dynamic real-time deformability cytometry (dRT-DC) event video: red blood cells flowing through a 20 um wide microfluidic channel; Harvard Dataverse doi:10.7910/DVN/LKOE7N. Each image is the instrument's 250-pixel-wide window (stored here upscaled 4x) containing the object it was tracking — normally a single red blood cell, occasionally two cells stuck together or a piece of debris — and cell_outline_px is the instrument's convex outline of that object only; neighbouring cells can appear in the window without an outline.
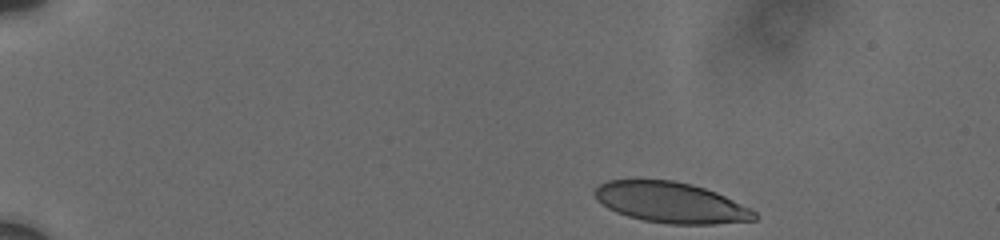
{"species": "human", "species_latin": "Homo sapiens", "temperature_condition": "cold", "stored_images_in_passage": 22, "camera_frame_rate_fps": 3000, "um_per_image_px": 0.085, "donor": {"sex": "male"}, "frame": {"image": 1, "passage_image": 1, "time_ms": 0.0, "image_size_px": [1000, 240], "cell_outline_px": [[756, 220], [716, 224], [668, 224], [644, 220], [628, 216], [616, 212], [608, 208], [596, 200], [592, 192], [600, 184], [608, 180], [672, 180], [692, 184], [716, 192], [756, 212]], "centroid_in_image_um": [56.98, 17.22], "position_along_channel_um": 28.0, "area_um2": 37.69}}
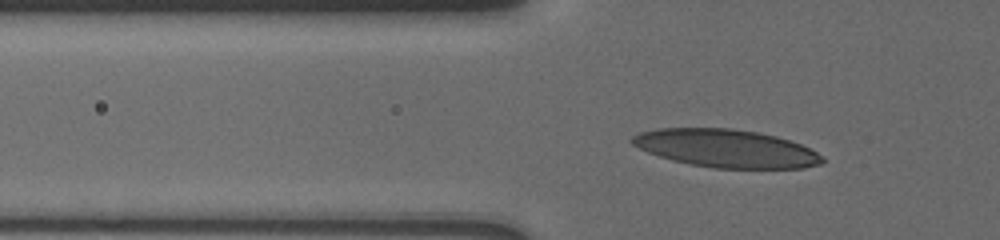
{"frame": {"image": 2, "passage_image": 16, "time_ms": 3.667, "image_size_px": [1000, 240], "cell_outline_px": [[824, 160], [820, 164], [804, 168], [712, 168], [672, 160], [648, 152], [632, 144], [628, 140], [632, 136], [640, 132], [656, 128], [732, 128], [756, 132], [776, 136], [800, 144], [816, 152]], "centroid_in_image_um": [61.67, 12.61], "position_along_channel_um": 64.1, "area_um2": 41.85}}
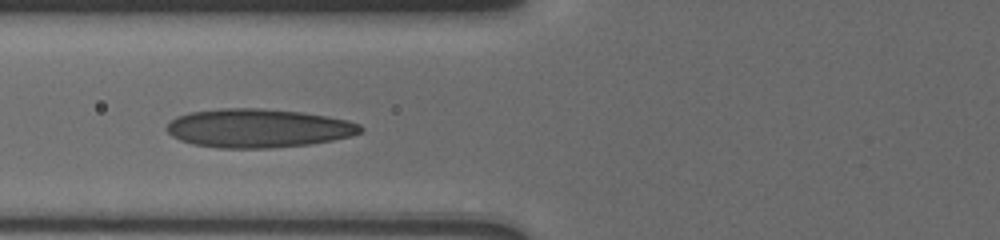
{"frame": {"image": 3, "passage_image": 21, "time_ms": 5.0, "image_size_px": [1000, 240], "cell_outline_px": [[364, 128], [360, 132], [352, 136], [332, 140], [308, 144], [272, 148], [216, 148], [192, 144], [180, 140], [172, 136], [164, 128], [176, 116], [188, 112], [220, 108], [264, 108], [300, 112], [348, 120], [360, 124]], "centroid_in_image_um": [21.91, 10.89], "position_along_channel_um": 103.9, "area_um2": 43.87}}